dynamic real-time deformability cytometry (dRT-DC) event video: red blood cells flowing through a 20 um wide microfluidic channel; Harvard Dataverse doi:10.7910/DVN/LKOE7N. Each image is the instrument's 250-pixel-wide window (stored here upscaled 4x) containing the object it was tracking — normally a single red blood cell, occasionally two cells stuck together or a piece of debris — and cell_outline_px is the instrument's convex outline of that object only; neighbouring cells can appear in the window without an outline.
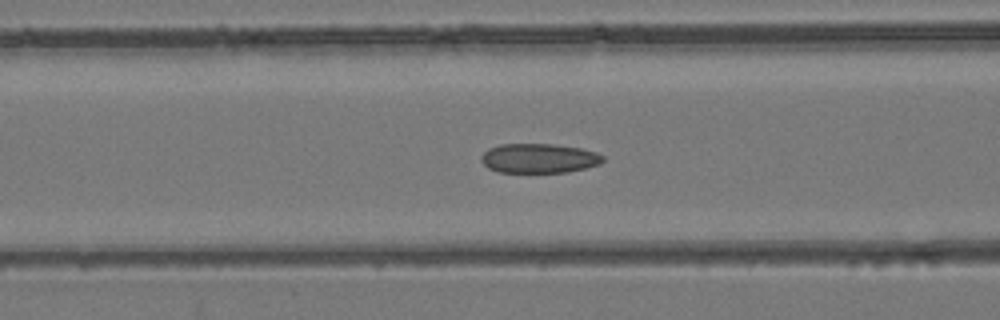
{"species": "common noctule bat (a hibernating species)", "species_latin": "Nyctalus noctula", "temperature_condition": "room temperature", "stored_images_in_passage": 36, "camera_frame_rate_fps": 3000, "um_per_image_px": 0.085, "animal": {"sex": "female", "body_mass_g": 24.6, "forearm_length_mm": 56.2}, "frame": {"image": 1, "passage_image": 7, "time_ms": 2.0, "image_size_px": [1000, 320], "cell_outline_px": [[604, 160], [600, 164], [568, 172], [496, 172], [488, 168], [480, 160], [480, 156], [488, 148], [500, 144], [552, 144], [580, 148], [596, 152], [604, 156]], "centroid_in_image_um": [45.79, 13.45], "position_along_channel_um": 120.8, "area_um2": 20.98}}
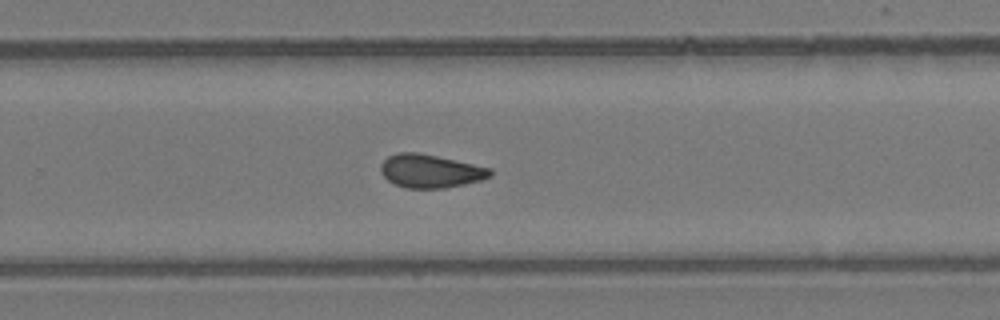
{"frame": {"image": 2, "passage_image": 19, "time_ms": 6.0, "image_size_px": [1000, 320], "cell_outline_px": [[492, 176], [480, 180], [464, 184], [444, 188], [408, 188], [396, 184], [388, 180], [380, 172], [380, 164], [388, 156], [400, 152], [416, 152], [436, 156], [492, 168]], "centroid_in_image_um": [36.58, 14.54], "position_along_channel_um": 293.2, "area_um2": 21.1}}
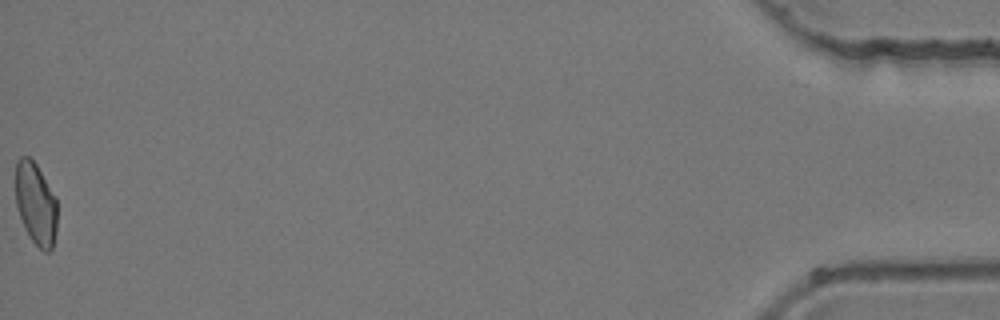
{"frame": {"image": 3, "passage_image": 36, "time_ms": 11.667, "image_size_px": [1000, 320], "cell_outline_px": [[56, 232], [52, 248], [48, 252], [44, 252], [28, 236], [20, 216], [16, 204], [16, 160], [20, 156], [28, 156], [36, 164], [56, 196]], "centroid_in_image_um": [3.04, 17.3], "position_along_channel_um": 432.2, "area_um2": 19.94}}